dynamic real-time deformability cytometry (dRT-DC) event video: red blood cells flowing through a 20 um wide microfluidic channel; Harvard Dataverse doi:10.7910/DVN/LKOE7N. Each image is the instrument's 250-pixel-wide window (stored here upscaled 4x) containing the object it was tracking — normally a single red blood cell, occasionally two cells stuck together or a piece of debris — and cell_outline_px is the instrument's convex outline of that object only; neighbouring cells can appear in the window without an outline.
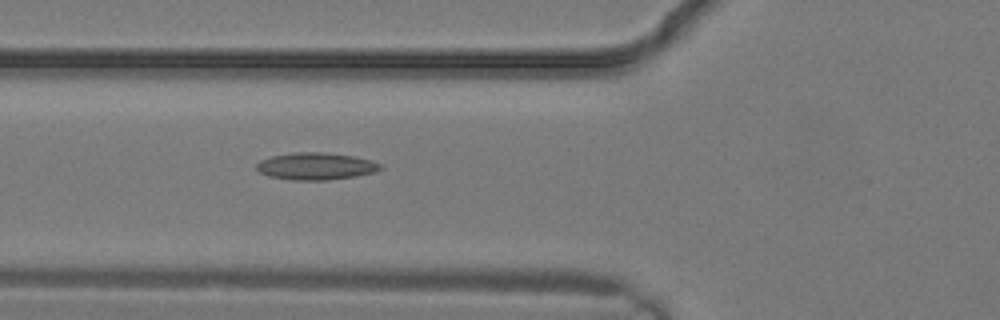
{"species": "common noctule bat (a hibernating species)", "species_latin": "Nyctalus noctula", "temperature_condition": "warm", "stored_images_in_passage": 9, "camera_frame_rate_fps": 3000, "um_per_image_px": 0.085, "animal": {"sex": "male", "body_mass_g": 19.2, "forearm_length_mm": 51.8}, "frame": {"image": 1, "passage_image": 9, "time_ms": 2.667, "image_size_px": [1000, 320], "cell_outline_px": [[384, 168], [376, 172], [356, 176], [328, 180], [292, 180], [268, 176], [260, 172], [256, 168], [256, 164], [260, 160], [272, 156], [292, 152], [324, 152], [352, 156], [372, 160], [380, 164]], "centroid_in_image_um": [26.86, 14.13], "position_along_channel_um": 98.9, "area_um2": 19.71}}